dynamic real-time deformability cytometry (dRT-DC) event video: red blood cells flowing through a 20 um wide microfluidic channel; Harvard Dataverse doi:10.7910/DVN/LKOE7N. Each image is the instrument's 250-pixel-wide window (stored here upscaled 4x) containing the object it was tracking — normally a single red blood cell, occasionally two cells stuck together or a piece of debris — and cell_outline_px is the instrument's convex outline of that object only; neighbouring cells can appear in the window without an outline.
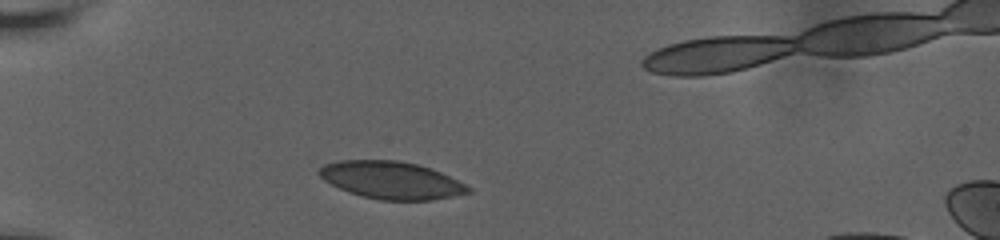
{"species": "human", "species_latin": "Homo sapiens", "temperature_condition": "room temperature", "stored_images_in_passage": 29, "camera_frame_rate_fps": 3000, "um_per_image_px": 0.085, "donor": {"sex": "male"}, "frame": {"image": 1, "passage_image": 3, "time_ms": 1.0, "image_size_px": [1000, 240], "cell_outline_px": [[472, 192], [432, 200], [380, 200], [360, 196], [348, 192], [324, 180], [316, 172], [324, 164], [340, 160], [396, 160], [416, 164], [432, 168], [472, 188]], "centroid_in_image_um": [33.24, 15.31], "position_along_channel_um": 51.8, "area_um2": 32.43}}
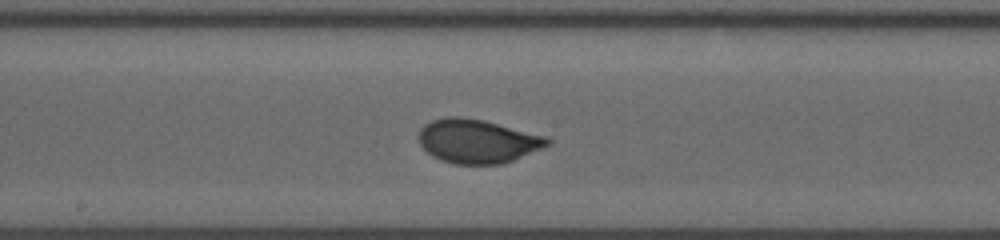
{"frame": {"image": 2, "passage_image": 17, "time_ms": 6.0, "image_size_px": [1000, 240], "cell_outline_px": [[552, 144], [512, 160], [500, 164], [456, 164], [440, 160], [432, 156], [420, 144], [416, 136], [420, 128], [424, 124], [432, 120], [448, 116], [460, 116], [484, 120], [548, 136], [552, 140]], "centroid_in_image_um": [40.58, 11.98], "position_along_channel_um": 207.6, "area_um2": 33.18}}
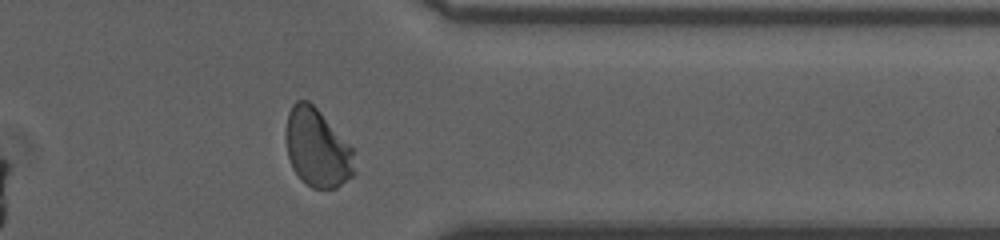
{"frame": {"image": 3, "passage_image": 27, "time_ms": 11.0, "image_size_px": [1000, 240], "cell_outline_px": [[356, 172], [352, 176], [336, 188], [312, 188], [300, 180], [292, 168], [288, 156], [284, 136], [288, 112], [292, 104], [296, 100], [308, 100], [320, 112], [352, 148]], "centroid_in_image_um": [26.93, 12.59], "position_along_channel_um": 384.5, "area_um2": 31.39}, "authors_computed_cell_mechanics": {"area_um2": 32.1368, "velocity_mm_per_s": 3.626, "shape_relaxation_time_tau1_ms": 5.9363, "shape_relaxation_time_tau2_ms": null, "deformation_change_tau1": 0.1908, "deformation_change_tau2": null}}